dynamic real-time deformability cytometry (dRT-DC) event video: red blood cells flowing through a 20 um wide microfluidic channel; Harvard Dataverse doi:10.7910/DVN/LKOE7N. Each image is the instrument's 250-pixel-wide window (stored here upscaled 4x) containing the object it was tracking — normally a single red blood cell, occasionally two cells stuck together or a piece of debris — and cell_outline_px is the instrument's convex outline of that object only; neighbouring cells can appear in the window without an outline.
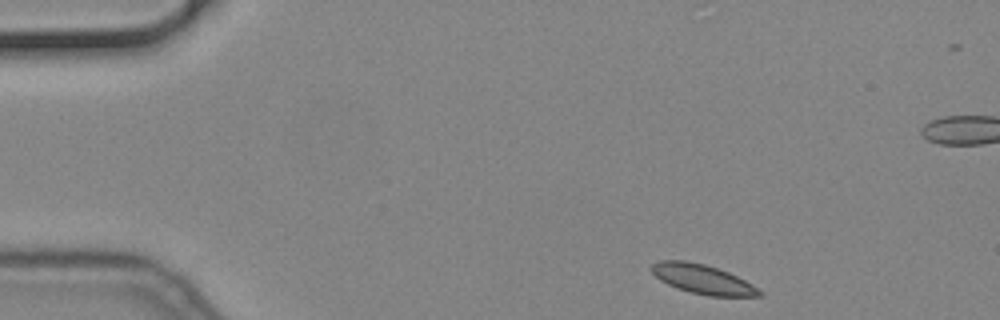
{"species": "common noctule bat (a hibernating species)", "species_latin": "Nyctalus noctula", "temperature_condition": "cold", "stored_images_in_passage": 4, "camera_frame_rate_fps": 3000, "um_per_image_px": 0.085, "animal": {"sex": "male", "body_mass_g": 19.2, "forearm_length_mm": 51.8}, "frame": {"image": 1, "passage_image": 1, "time_ms": 0.0, "image_size_px": [1000, 320], "cell_outline_px": [[764, 296], [708, 296], [676, 288], [660, 280], [648, 268], [652, 264], [660, 260], [684, 260], [704, 264], [728, 272], [752, 284], [764, 292]], "centroid_in_image_um": [59.72, 23.73], "position_along_channel_um": 25.3, "area_um2": 18.44}}